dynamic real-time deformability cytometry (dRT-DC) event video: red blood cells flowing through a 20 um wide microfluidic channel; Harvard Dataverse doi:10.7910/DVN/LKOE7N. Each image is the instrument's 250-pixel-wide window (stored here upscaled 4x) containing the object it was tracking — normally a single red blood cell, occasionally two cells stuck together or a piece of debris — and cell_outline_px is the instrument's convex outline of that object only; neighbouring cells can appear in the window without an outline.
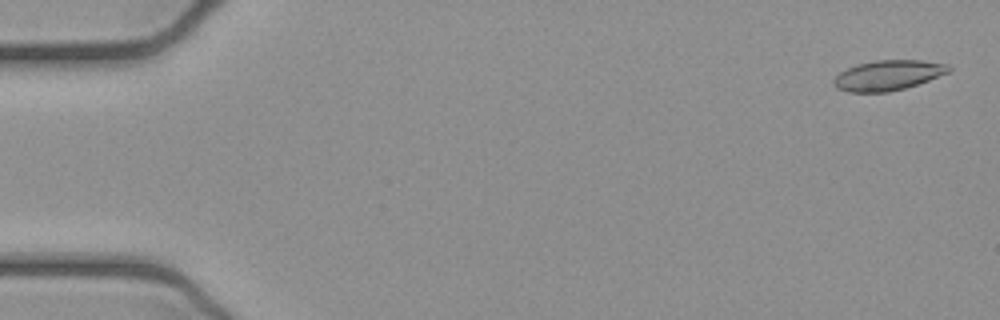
{"species": "common noctule bat (a hibernating species)", "species_latin": "Nyctalus noctula", "temperature_condition": "cold", "stored_images_in_passage": 53, "camera_frame_rate_fps": 3000, "um_per_image_px": 0.085, "animal": {"sex": "female", "body_mass_g": 21.9}, "frame": {"image": 1, "passage_image": 2, "time_ms": 0.333, "image_size_px": [1000, 320], "cell_outline_px": [[952, 68], [948, 72], [928, 80], [904, 88], [888, 92], [848, 92], [836, 88], [832, 84], [832, 80], [840, 72], [856, 64], [876, 60], [920, 60], [948, 64]], "centroid_in_image_um": [75.44, 6.4], "position_along_channel_um": 9.6, "area_um2": 20.11}}
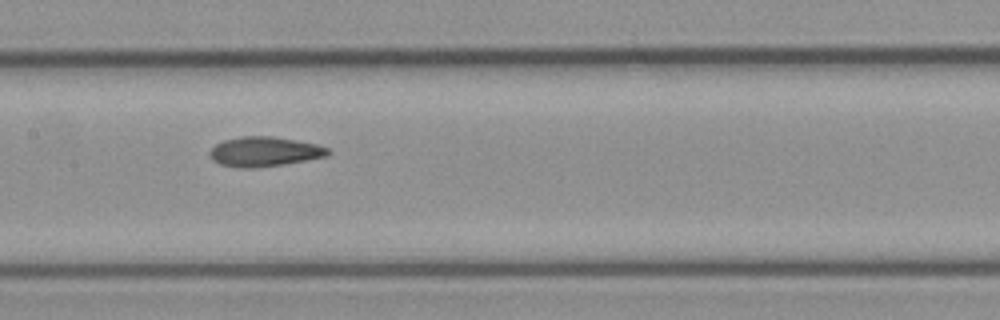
{"frame": {"image": 2, "passage_image": 26, "time_ms": 8.333, "image_size_px": [1000, 320], "cell_outline_px": [[332, 152], [328, 156], [284, 164], [252, 168], [240, 168], [220, 164], [212, 160], [208, 152], [216, 144], [224, 140], [240, 136], [272, 136], [296, 140], [316, 144], [328, 148]], "centroid_in_image_um": [22.47, 12.89], "position_along_channel_um": 184.9, "area_um2": 20.52}}
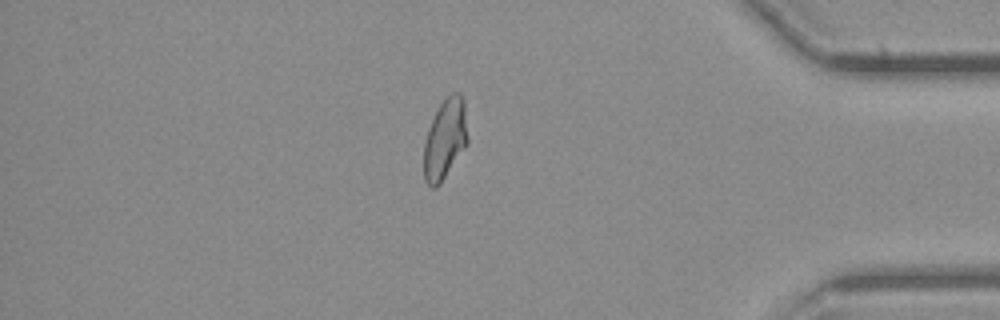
{"frame": {"image": 3, "passage_image": 45, "time_ms": 14.667, "image_size_px": [1000, 320], "cell_outline_px": [[468, 144], [440, 184], [436, 188], [432, 188], [424, 180], [424, 144], [428, 128], [440, 104], [452, 92], [460, 92], [464, 100], [468, 140]], "centroid_in_image_um": [37.84, 11.84], "position_along_channel_um": 397.4, "area_um2": 20.58}, "authors_computed_cell_mechanics": {"area_um2": 20.4612, "velocity_mm_per_s": 3.9113, "shape_relaxation_time_tau1_ms": 6.144, "shape_relaxation_time_tau2_ms": 2.2554, "deformation_change_tau1": 0.1797, "deformation_change_tau2": 0.0896}}